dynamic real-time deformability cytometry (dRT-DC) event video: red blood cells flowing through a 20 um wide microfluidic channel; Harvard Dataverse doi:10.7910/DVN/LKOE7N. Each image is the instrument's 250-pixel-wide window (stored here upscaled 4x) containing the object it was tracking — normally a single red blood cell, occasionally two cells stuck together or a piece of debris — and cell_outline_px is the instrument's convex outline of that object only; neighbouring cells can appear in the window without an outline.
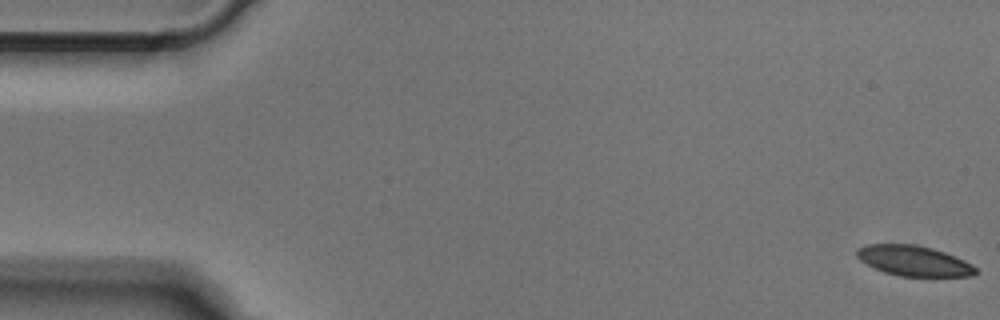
{"species": "Egyptian fruit bat (a non-hibernating species)", "species_latin": "Rousettus aegyptiacus", "temperature_condition": "cold", "stored_images_in_passage": 51, "camera_frame_rate_fps": 3000, "um_per_image_px": 0.085, "animal": {"sex": "male"}, "frame": {"image": 1, "passage_image": 1, "time_ms": 0.0, "image_size_px": [1000, 320], "cell_outline_px": [[980, 272], [972, 276], [900, 276], [884, 272], [872, 268], [864, 264], [856, 256], [856, 248], [868, 244], [916, 244], [932, 248], [956, 256], [972, 264]], "centroid_in_image_um": [77.65, 22.17], "position_along_channel_um": 7.3, "area_um2": 21.27}}
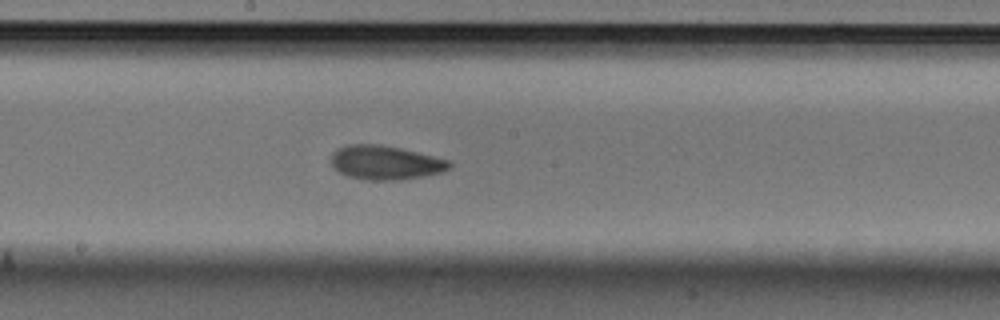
{"frame": {"image": 2, "passage_image": 27, "time_ms": 8.667, "image_size_px": [1000, 320], "cell_outline_px": [[452, 168], [444, 172], [424, 176], [400, 180], [364, 180], [348, 176], [332, 168], [332, 152], [336, 148], [348, 144], [380, 144], [400, 148], [452, 160]], "centroid_in_image_um": [32.79, 13.82], "position_along_channel_um": 215.4, "area_um2": 23.87}}
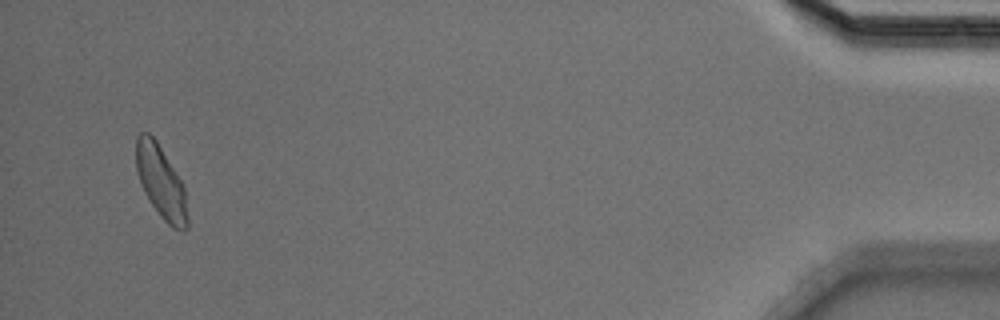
{"frame": {"image": 3, "passage_image": 49, "time_ms": 16.0, "image_size_px": [1000, 320], "cell_outline_px": [[188, 228], [172, 228], [160, 216], [144, 192], [140, 184], [136, 168], [136, 136], [140, 132], [148, 132], [156, 140], [180, 180], [184, 188], [188, 220]], "centroid_in_image_um": [13.65, 15.45], "position_along_channel_um": 421.5, "area_um2": 21.39}}